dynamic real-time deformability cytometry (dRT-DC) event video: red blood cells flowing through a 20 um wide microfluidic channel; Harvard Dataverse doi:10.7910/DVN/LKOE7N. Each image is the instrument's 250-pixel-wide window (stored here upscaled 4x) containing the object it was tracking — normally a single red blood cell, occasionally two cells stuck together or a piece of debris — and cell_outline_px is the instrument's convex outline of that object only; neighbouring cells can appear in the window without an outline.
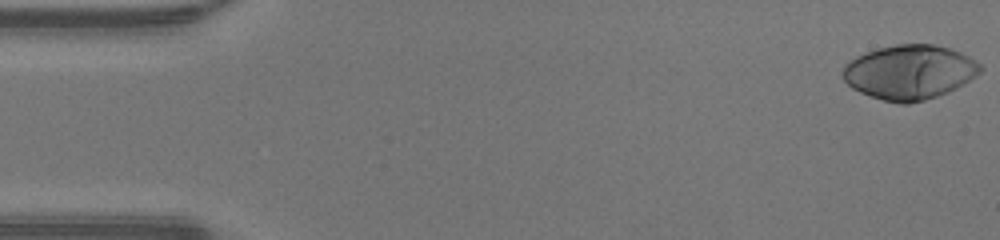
{"species": "human", "species_latin": "Homo sapiens", "temperature_condition": "warm", "stored_images_in_passage": 48, "camera_frame_rate_fps": 3000, "um_per_image_px": 0.085, "donor": {"sex": "male"}, "frame": {"image": 1, "passage_image": 1, "time_ms": 0.0, "image_size_px": [1000, 240], "cell_outline_px": [[984, 68], [980, 72], [956, 88], [948, 92], [924, 100], [908, 104], [900, 104], [884, 100], [860, 92], [852, 88], [844, 80], [840, 72], [844, 64], [856, 56], [876, 48], [896, 44], [932, 44], [948, 48], [960, 52], [968, 56], [980, 64]], "centroid_in_image_um": [77.27, 6.12], "position_along_channel_um": 7.7, "area_um2": 43.58}}
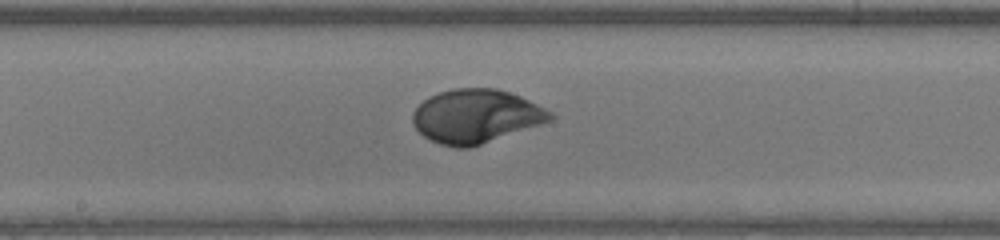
{"frame": {"image": 2, "passage_image": 25, "time_ms": 8.0, "image_size_px": [1000, 240], "cell_outline_px": [[556, 116], [552, 120], [468, 148], [456, 148], [440, 144], [424, 136], [412, 124], [412, 112], [428, 96], [452, 88], [496, 88], [520, 96], [552, 112]], "centroid_in_image_um": [40.43, 9.87], "position_along_channel_um": 207.8, "area_um2": 42.66}}
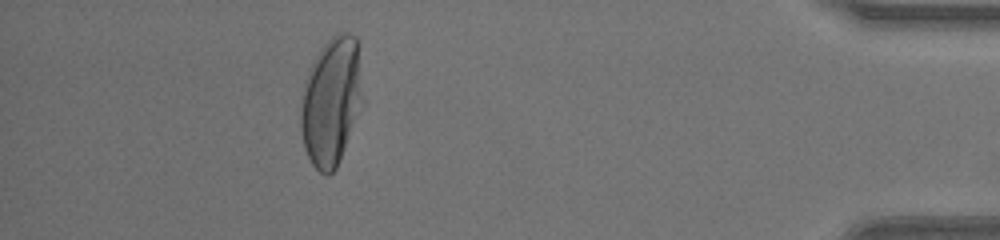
{"frame": {"image": 3, "passage_image": 43, "time_ms": 14.0, "image_size_px": [1000, 240], "cell_outline_px": [[364, 104], [340, 160], [336, 168], [328, 176], [320, 172], [312, 164], [304, 148], [300, 128], [300, 96], [304, 80], [308, 68], [320, 48], [336, 32], [348, 32], [356, 36], [364, 100]], "centroid_in_image_um": [28.15, 8.61], "position_along_channel_um": 407.0, "area_um2": 47.34}, "authors_computed_cell_mechanics": {"area_um2": 42.6564, "velocity_mm_per_s": 4.2938, "shape_relaxation_time_tau1_ms": 2.856, "shape_relaxation_time_tau2_ms": null, "deformation_change_tau1": 0.2033, "deformation_change_tau2": null}}